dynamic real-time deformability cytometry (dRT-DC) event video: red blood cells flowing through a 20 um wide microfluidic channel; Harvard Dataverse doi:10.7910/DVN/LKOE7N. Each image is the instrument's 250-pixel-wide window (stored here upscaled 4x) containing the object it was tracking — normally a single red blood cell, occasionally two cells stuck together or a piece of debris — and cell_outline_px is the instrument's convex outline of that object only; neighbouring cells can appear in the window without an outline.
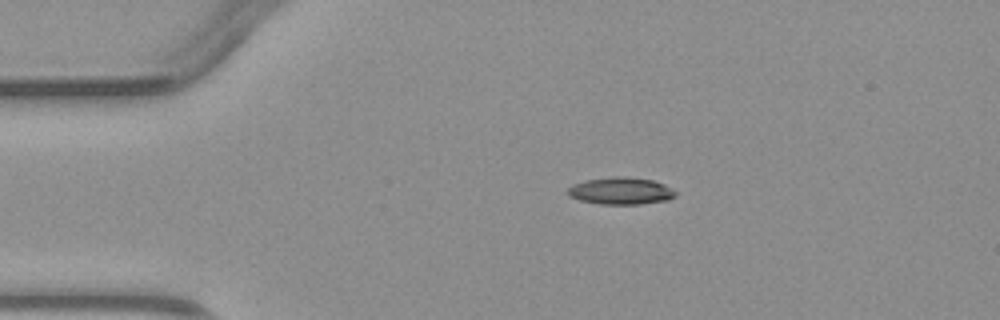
{"species": "common noctule bat (a hibernating species)", "species_latin": "Nyctalus noctula", "temperature_condition": "warm", "stored_images_in_passage": 3, "camera_frame_rate_fps": 3000, "um_per_image_px": 0.085, "animal": {"sex": "male", "body_mass_g": 23.1, "forearm_length_mm": 52.7}, "frame": {"image": 1, "passage_image": 3, "time_ms": 2.667, "image_size_px": [1000, 320], "cell_outline_px": [[676, 196], [668, 200], [640, 204], [600, 204], [580, 200], [568, 196], [564, 192], [572, 184], [584, 180], [616, 176], [624, 176], [652, 180], [664, 184], [676, 192]], "centroid_in_image_um": [52.72, 16.22], "position_along_channel_um": 32.3, "area_um2": 17.17}}